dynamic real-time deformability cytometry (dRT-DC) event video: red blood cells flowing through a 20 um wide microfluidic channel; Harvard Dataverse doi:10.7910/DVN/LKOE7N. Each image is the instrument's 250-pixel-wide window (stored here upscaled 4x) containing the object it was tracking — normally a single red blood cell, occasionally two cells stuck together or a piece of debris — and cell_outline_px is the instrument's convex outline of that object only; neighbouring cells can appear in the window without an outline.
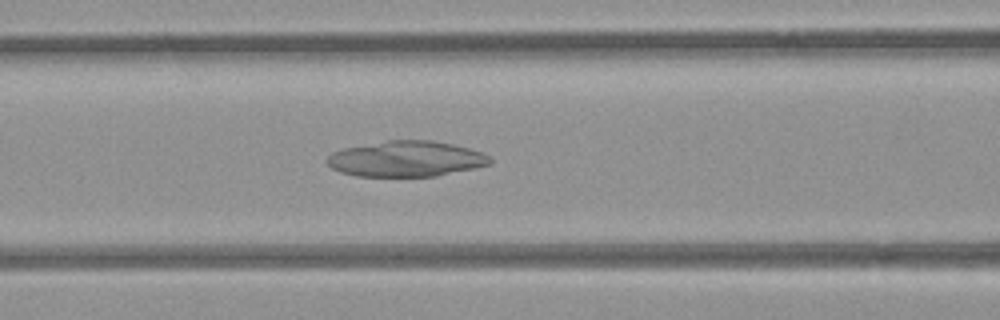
{"species": "common noctule bat (a hibernating species)", "species_latin": "Nyctalus noctula", "temperature_condition": "room temperature", "stored_images_in_passage": 51, "camera_frame_rate_fps": 3000, "um_per_image_px": 0.085, "animal": {"sex": "female", "body_mass_g": 21.9}, "frame": {"image": 1, "passage_image": 22, "time_ms": 7.0, "image_size_px": [1000, 320], "cell_outline_px": [[492, 164], [436, 176], [356, 176], [340, 172], [332, 168], [328, 164], [328, 156], [332, 152], [344, 148], [388, 140], [432, 140], [452, 144], [468, 148], [492, 156]], "centroid_in_image_um": [34.54, 13.5], "position_along_channel_um": 132.1, "area_um2": 33.76}}
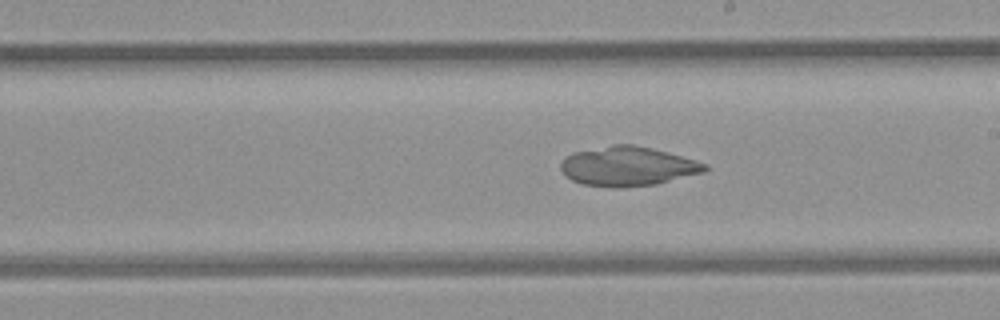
{"frame": {"image": 2, "passage_image": 30, "time_ms": 9.667, "image_size_px": [1000, 320], "cell_outline_px": [[708, 168], [704, 172], [656, 184], [620, 188], [608, 188], [580, 184], [564, 176], [560, 168], [560, 164], [572, 152], [612, 144], [632, 144], [652, 148], [696, 160], [708, 164]], "centroid_in_image_um": [53.33, 14.14], "position_along_channel_um": 235.7, "area_um2": 33.35}}
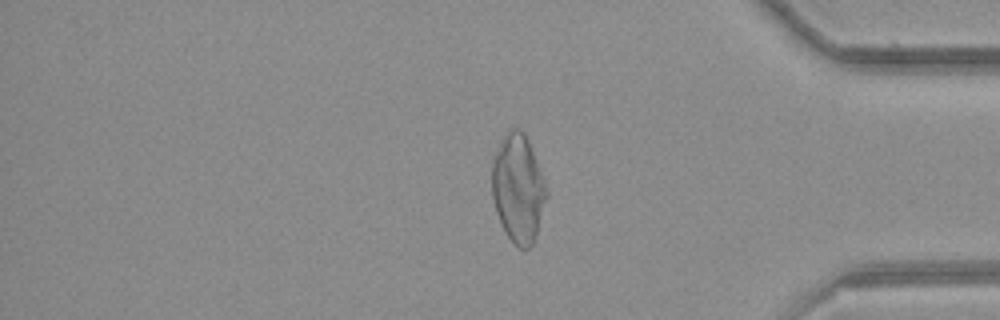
{"frame": {"image": 3, "passage_image": 44, "time_ms": 14.333, "image_size_px": [1000, 320], "cell_outline_px": [[548, 196], [532, 244], [528, 248], [520, 248], [508, 236], [496, 212], [492, 196], [492, 156], [500, 140], [512, 128], [520, 128], [524, 132], [528, 140], [544, 180], [548, 192]], "centroid_in_image_um": [44.03, 15.96], "position_along_channel_um": 391.2, "area_um2": 34.04}}